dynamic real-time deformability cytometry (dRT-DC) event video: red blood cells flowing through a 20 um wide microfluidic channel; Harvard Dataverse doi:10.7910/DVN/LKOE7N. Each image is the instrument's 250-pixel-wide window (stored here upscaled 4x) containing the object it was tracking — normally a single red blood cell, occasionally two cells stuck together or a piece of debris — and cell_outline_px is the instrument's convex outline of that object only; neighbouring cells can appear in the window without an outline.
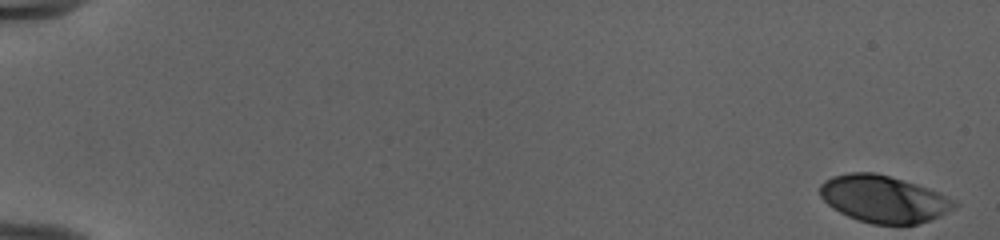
{"species": "human", "species_latin": "Homo sapiens", "temperature_condition": "cold", "stored_images_in_passage": 53, "camera_frame_rate_fps": 3000, "um_per_image_px": 0.085, "donor": {"sex": "female"}, "frame": {"image": 1, "passage_image": 1, "time_ms": 0.0, "image_size_px": [1000, 240], "cell_outline_px": [[960, 204], [956, 208], [928, 220], [916, 224], [872, 224], [848, 216], [832, 208], [820, 196], [820, 184], [824, 180], [832, 176], [852, 172], [876, 172], [916, 184], [940, 192], [956, 200]], "centroid_in_image_um": [75.12, 16.9], "position_along_channel_um": 9.9, "area_um2": 36.82}}
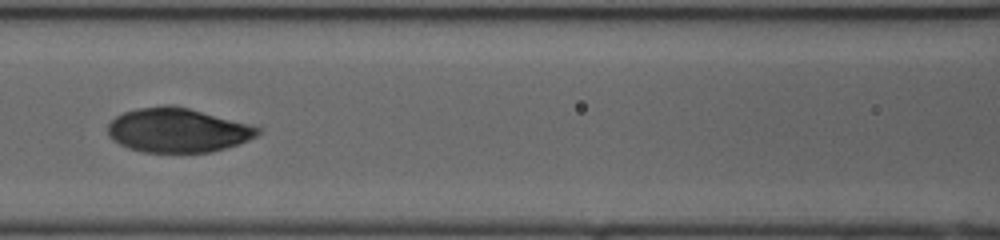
{"frame": {"image": 2, "passage_image": 26, "time_ms": 8.333, "image_size_px": [1000, 240], "cell_outline_px": [[260, 132], [256, 136], [248, 140], [212, 152], [144, 152], [128, 148], [120, 144], [108, 136], [108, 124], [116, 116], [124, 112], [136, 108], [188, 108], [248, 124], [260, 128]], "centroid_in_image_um": [15.08, 11.11], "position_along_channel_um": 151.5, "area_um2": 37.57}}
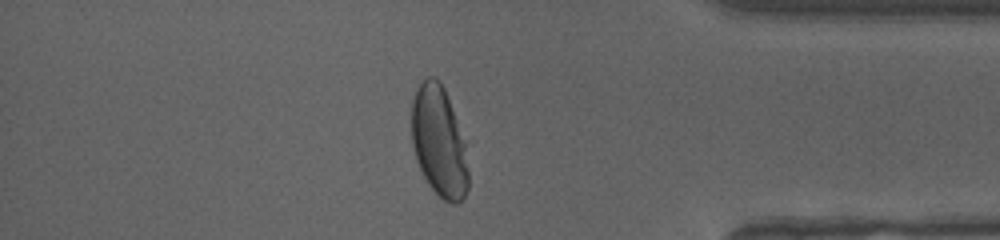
{"frame": {"image": 3, "passage_image": 46, "time_ms": 15.0, "image_size_px": [1000, 240], "cell_outline_px": [[468, 188], [464, 196], [456, 204], [452, 204], [444, 200], [428, 184], [416, 160], [412, 144], [412, 100], [416, 88], [428, 76], [436, 76], [440, 80], [444, 88], [464, 140], [468, 172]], "centroid_in_image_um": [37.3, 12.03], "position_along_channel_um": 397.9, "area_um2": 36.3}, "authors_computed_cell_mechanics": {"area_um2": 38.0324, "velocity_mm_per_s": 3.9832, "shape_relaxation_time_tau1_ms": 3.4186, "shape_relaxation_time_tau2_ms": null, "deformation_change_tau1": 0.1892, "deformation_change_tau2": null}}